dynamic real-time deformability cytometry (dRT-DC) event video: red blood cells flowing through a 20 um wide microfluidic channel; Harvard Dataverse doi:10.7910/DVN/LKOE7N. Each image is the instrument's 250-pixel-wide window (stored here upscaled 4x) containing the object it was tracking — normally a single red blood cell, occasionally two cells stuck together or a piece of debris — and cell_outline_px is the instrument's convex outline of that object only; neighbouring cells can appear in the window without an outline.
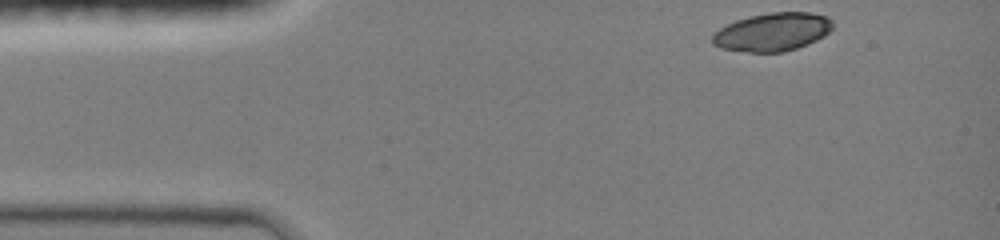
{"species": "common noctule bat (a hibernating species)", "species_latin": "Nyctalus noctula", "temperature_condition": "room temperature", "stored_images_in_passage": 10, "camera_frame_rate_fps": 3000, "um_per_image_px": 0.085, "animal": {"sex": "female", "body_mass_g": 19.0, "forearm_length_mm": 51.5}, "frame": {"image": 1, "passage_image": 1, "time_ms": 0.0, "image_size_px": [1000, 240], "cell_outline_px": [[832, 28], [824, 36], [808, 44], [784, 52], [748, 52], [720, 48], [712, 44], [712, 36], [720, 28], [736, 20], [748, 16], [768, 12], [812, 12], [824, 16], [832, 20]], "centroid_in_image_um": [65.65, 2.71], "position_along_channel_um": 19.3, "area_um2": 26.82}}
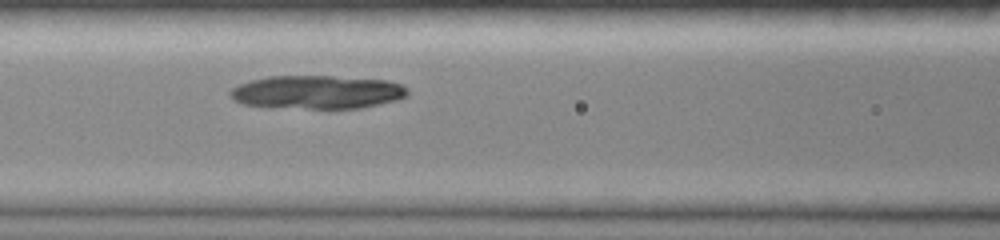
{"frame": {"image": 2, "passage_image": 10, "time_ms": 4.667, "image_size_px": [1000, 240], "cell_outline_px": [[408, 92], [404, 96], [392, 100], [360, 108], [308, 108], [244, 104], [236, 100], [228, 92], [232, 88], [240, 84], [252, 80], [268, 76], [332, 76], [388, 80], [404, 84], [408, 88]], "centroid_in_image_um": [26.99, 7.8], "position_along_channel_um": 139.6, "area_um2": 33.93}}